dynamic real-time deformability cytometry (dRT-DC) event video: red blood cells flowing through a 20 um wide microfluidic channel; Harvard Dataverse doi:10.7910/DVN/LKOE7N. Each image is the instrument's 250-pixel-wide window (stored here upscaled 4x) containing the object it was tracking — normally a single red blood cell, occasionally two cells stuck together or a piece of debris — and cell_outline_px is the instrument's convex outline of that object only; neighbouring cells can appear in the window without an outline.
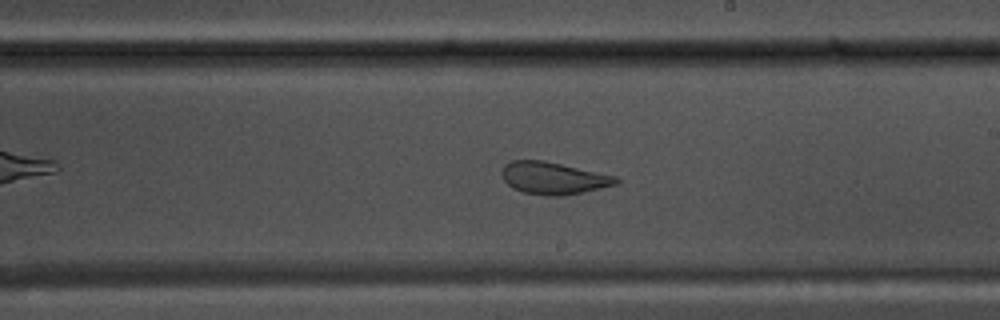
{"species": "common noctule bat (a hibernating species)", "species_latin": "Nyctalus noctula", "temperature_condition": "warm", "stored_images_in_passage": 36, "camera_frame_rate_fps": 3000, "um_per_image_px": 0.085, "animal": {"sex": "male", "body_mass_g": 17.5, "forearm_length_mm": 52.3}, "frame": {"image": 1, "passage_image": 31, "time_ms": 10.0, "image_size_px": [1000, 320], "cell_outline_px": [[620, 180], [616, 184], [584, 192], [564, 196], [548, 196], [524, 192], [512, 188], [504, 180], [500, 172], [504, 164], [512, 160], [544, 160], [616, 176]], "centroid_in_image_um": [47.01, 15.14], "position_along_channel_um": 242.0, "area_um2": 21.5}}